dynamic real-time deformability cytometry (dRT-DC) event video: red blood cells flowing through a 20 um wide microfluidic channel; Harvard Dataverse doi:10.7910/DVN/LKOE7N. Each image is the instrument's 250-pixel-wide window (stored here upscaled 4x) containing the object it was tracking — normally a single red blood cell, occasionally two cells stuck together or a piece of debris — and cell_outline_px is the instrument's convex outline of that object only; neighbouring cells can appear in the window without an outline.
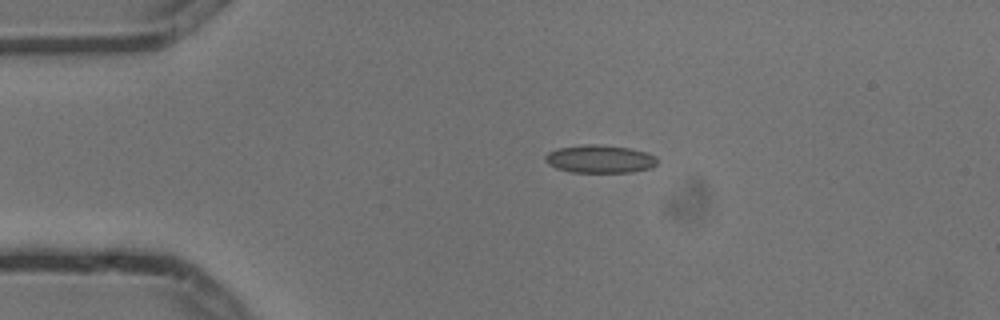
{"species": "common noctule bat (a hibernating species)", "species_latin": "Nyctalus noctula", "temperature_condition": "cold", "stored_images_in_passage": 4, "camera_frame_rate_fps": 3000, "um_per_image_px": 0.085, "animal": {"sex": "male", "body_mass_g": 13.3}, "frame": {"image": 1, "passage_image": 3, "time_ms": 0.667, "image_size_px": [1000, 320], "cell_outline_px": [[656, 164], [648, 168], [632, 172], [572, 172], [556, 168], [548, 164], [544, 160], [544, 156], [548, 152], [560, 148], [584, 144], [600, 144], [628, 148], [644, 152], [656, 156]], "centroid_in_image_um": [50.94, 13.51], "position_along_channel_um": 34.1, "area_um2": 18.09}}